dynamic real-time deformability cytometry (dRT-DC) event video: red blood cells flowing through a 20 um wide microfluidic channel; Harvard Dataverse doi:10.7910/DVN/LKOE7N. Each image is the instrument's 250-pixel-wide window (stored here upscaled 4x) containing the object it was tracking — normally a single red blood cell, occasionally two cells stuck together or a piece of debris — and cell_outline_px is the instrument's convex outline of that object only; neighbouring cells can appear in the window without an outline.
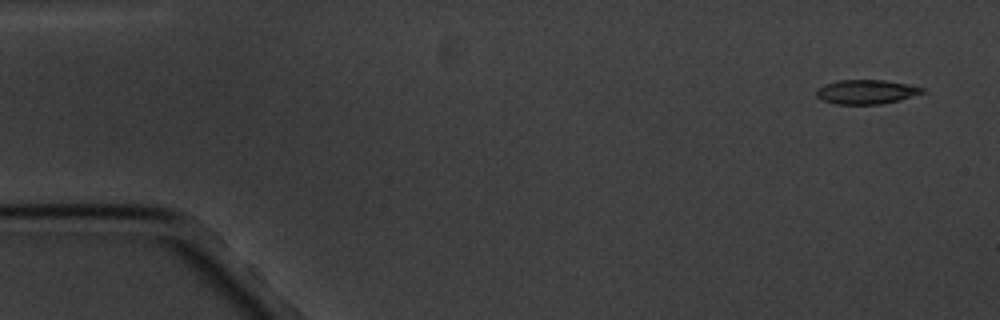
{"species": "common noctule bat (a hibernating species)", "species_latin": "Nyctalus noctula", "temperature_condition": "cold", "stored_images_in_passage": 4, "camera_frame_rate_fps": 3000, "um_per_image_px": 0.085, "animal": {"sex": "male", "body_mass_g": 20.1, "forearm_length_mm": 53.5}, "frame": {"image": 1, "passage_image": 1, "time_ms": 0.0, "image_size_px": [1000, 320], "cell_outline_px": [[924, 92], [900, 100], [880, 104], [836, 104], [824, 100], [816, 96], [816, 88], [824, 84], [836, 80], [884, 80], [908, 84], [924, 88]], "centroid_in_image_um": [73.6, 7.8], "position_along_channel_um": 11.4, "area_um2": 14.97}}
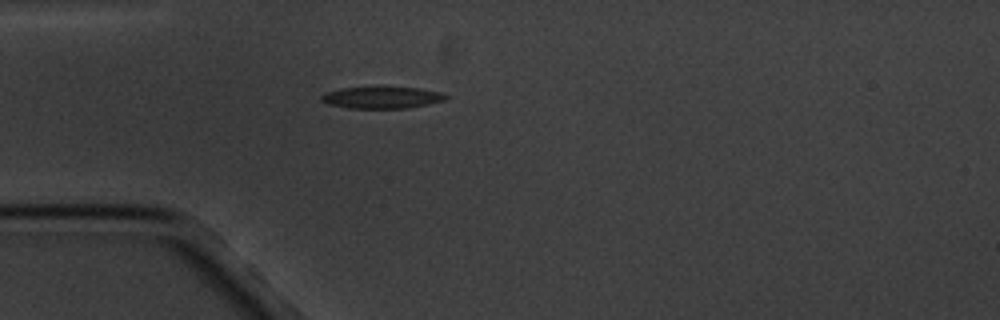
{"frame": {"image": 2, "passage_image": 4, "time_ms": 4.333, "image_size_px": [1000, 320], "cell_outline_px": [[448, 96], [444, 100], [428, 104], [408, 108], [348, 108], [328, 104], [320, 100], [320, 96], [324, 92], [340, 88], [420, 88], [440, 92]], "centroid_in_image_um": [32.41, 8.3], "position_along_channel_um": 52.6, "area_um2": 15.55}}